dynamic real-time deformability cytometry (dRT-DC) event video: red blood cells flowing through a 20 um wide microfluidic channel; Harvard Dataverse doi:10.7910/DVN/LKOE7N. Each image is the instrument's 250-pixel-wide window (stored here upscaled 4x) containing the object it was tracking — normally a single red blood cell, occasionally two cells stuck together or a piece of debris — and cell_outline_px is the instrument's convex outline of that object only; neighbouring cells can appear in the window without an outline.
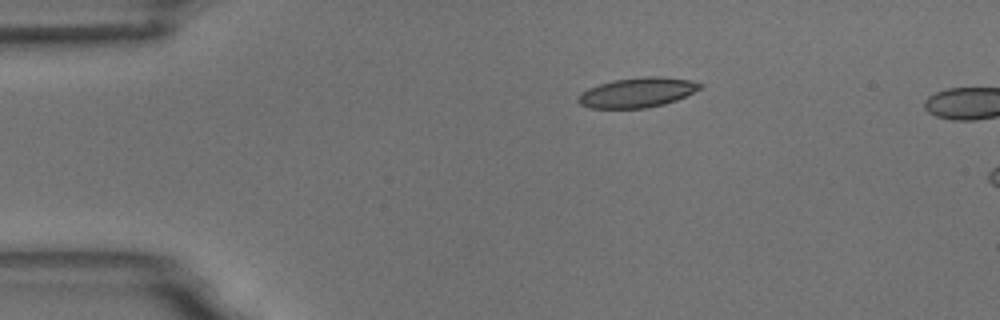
{"species": "common noctule bat (a hibernating species)", "species_latin": "Nyctalus noctula", "temperature_condition": "room temperature", "stored_images_in_passage": 2, "camera_frame_rate_fps": 3000, "um_per_image_px": 0.085, "animal": {"sex": "male", "body_mass_g": 18.8}, "frame": {"image": 1, "passage_image": 1, "time_ms": 0.0, "image_size_px": [1000, 320], "cell_outline_px": [[704, 84], [700, 88], [676, 100], [664, 104], [648, 108], [588, 108], [580, 104], [576, 100], [580, 92], [588, 88], [600, 84], [616, 80], [644, 76], [660, 76], [692, 80]], "centroid_in_image_um": [54.15, 7.86], "position_along_channel_um": 30.9, "area_um2": 21.15}}